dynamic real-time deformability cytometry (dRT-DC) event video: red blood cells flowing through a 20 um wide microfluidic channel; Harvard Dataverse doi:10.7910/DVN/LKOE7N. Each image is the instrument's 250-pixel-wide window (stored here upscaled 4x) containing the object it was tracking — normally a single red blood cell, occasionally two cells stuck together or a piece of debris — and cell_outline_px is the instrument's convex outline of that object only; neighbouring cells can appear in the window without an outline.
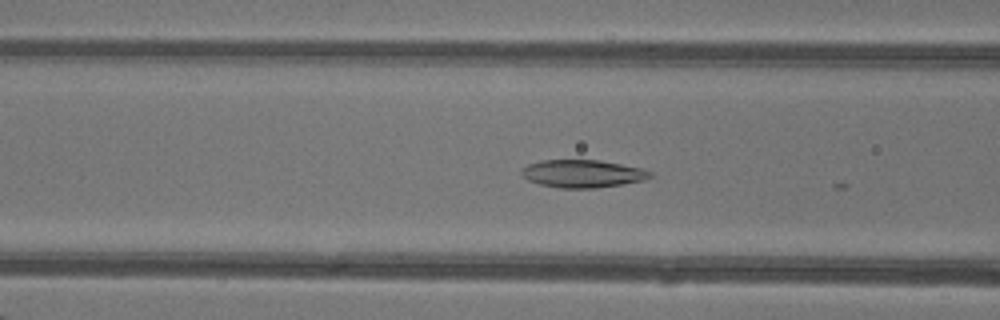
{"species": "common noctule bat (a hibernating species)", "species_latin": "Nyctalus noctula", "temperature_condition": "warm", "stored_images_in_passage": 5, "camera_frame_rate_fps": 3000, "um_per_image_px": 0.085, "animal": {"sex": "female"}, "frame": {"image": 1, "passage_image": 4, "time_ms": 1.0, "image_size_px": [1000, 320], "cell_outline_px": [[652, 176], [644, 180], [624, 184], [596, 188], [560, 188], [540, 184], [528, 180], [520, 172], [520, 168], [528, 164], [540, 160], [600, 160], [640, 168], [652, 172]], "centroid_in_image_um": [49.5, 14.76], "position_along_channel_um": 117.1, "area_um2": 20.81}}